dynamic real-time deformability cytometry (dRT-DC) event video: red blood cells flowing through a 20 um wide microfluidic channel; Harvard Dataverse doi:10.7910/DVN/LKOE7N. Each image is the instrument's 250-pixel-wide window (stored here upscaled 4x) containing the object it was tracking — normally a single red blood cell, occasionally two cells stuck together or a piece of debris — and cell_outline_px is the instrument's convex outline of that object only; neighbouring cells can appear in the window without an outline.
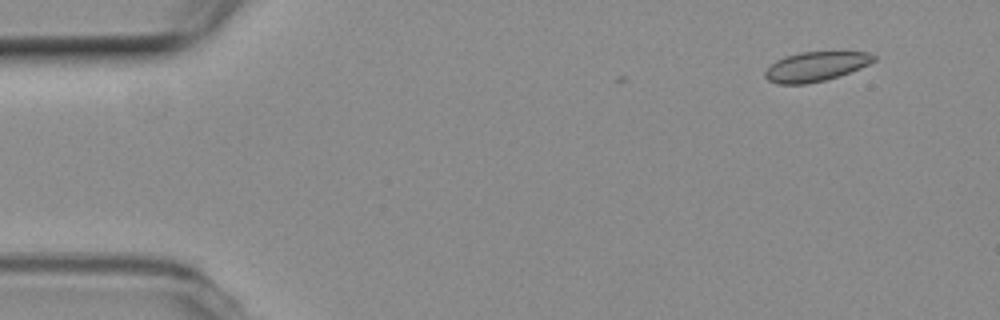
{"species": "common noctule bat (a hibernating species)", "species_latin": "Nyctalus noctula", "temperature_condition": "room temperature", "stored_images_in_passage": 5, "camera_frame_rate_fps": 3000, "um_per_image_px": 0.085, "animal": {"sex": "female", "body_mass_g": 19.3, "forearm_length_mm": 54.1}, "frame": {"image": 1, "passage_image": 1, "time_ms": 0.0, "image_size_px": [1000, 320], "cell_outline_px": [[876, 60], [860, 68], [824, 80], [804, 84], [776, 84], [768, 80], [764, 76], [764, 72], [768, 64], [784, 56], [800, 52], [868, 52], [876, 56]], "centroid_in_image_um": [69.27, 5.65], "position_along_channel_um": 15.7, "area_um2": 18.67}}